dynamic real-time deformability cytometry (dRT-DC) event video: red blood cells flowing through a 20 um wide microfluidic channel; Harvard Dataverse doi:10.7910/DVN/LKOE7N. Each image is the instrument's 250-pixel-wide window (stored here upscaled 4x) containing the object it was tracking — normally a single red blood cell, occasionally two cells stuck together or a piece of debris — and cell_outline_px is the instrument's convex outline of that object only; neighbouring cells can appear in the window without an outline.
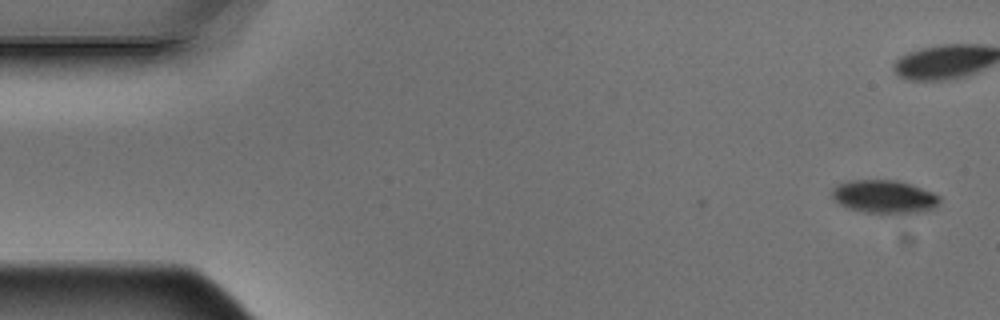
{"species": "Egyptian fruit bat (a non-hibernating species)", "species_latin": "Rousettus aegyptiacus", "temperature_condition": "warm", "stored_images_in_passage": 6, "segment_of_instrument_passage": [1, 2], "camera_frame_rate_fps": 3000, "um_per_image_px": 0.085, "animal": {"sex": "male"}, "frame": {"image": 1, "passage_image": 1, "time_ms": 0.0, "image_size_px": [1000, 320], "cell_outline_px": [[940, 200], [932, 208], [924, 212], [904, 216], [900, 216], [864, 212], [848, 208], [840, 204], [832, 196], [832, 188], [836, 184], [848, 180], [896, 180], [932, 192], [940, 196]], "centroid_in_image_um": [75.16, 16.76], "position_along_channel_um": 9.8, "area_um2": 21.33}}
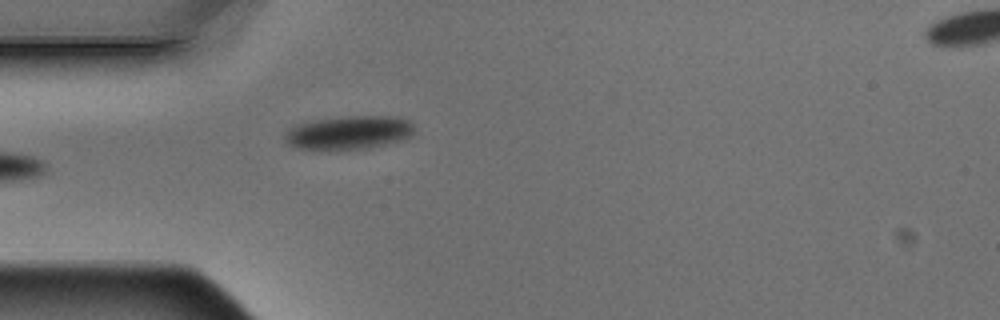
{"frame": {"image": 2, "passage_image": 5, "time_ms": 1.333, "image_size_px": [1000, 320], "cell_outline_px": [[412, 136], [404, 140], [388, 144], [368, 148], [336, 152], [328, 152], [292, 148], [284, 140], [284, 136], [288, 128], [296, 124], [312, 120], [348, 116], [400, 116], [408, 120], [412, 124]], "centroid_in_image_um": [29.59, 11.31], "position_along_channel_um": 55.4, "area_um2": 26.47}}